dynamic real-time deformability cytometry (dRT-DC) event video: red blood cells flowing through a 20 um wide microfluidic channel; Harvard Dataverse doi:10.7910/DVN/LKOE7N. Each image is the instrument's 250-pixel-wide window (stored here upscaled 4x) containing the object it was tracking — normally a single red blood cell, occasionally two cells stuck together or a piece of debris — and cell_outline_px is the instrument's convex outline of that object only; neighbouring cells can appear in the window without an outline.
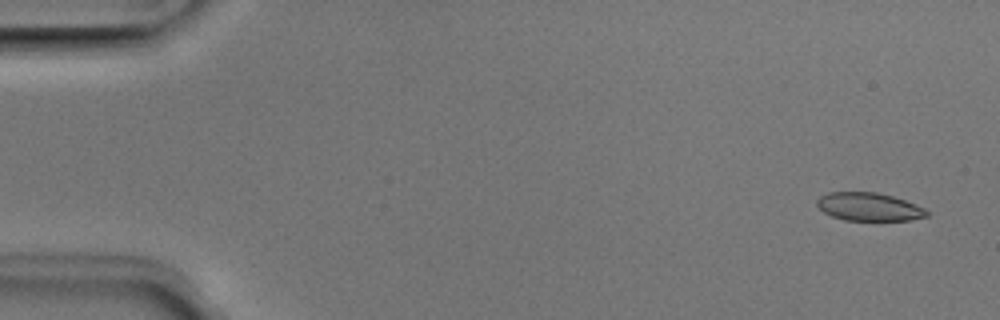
{"species": "Egyptian fruit bat (a non-hibernating species)", "species_latin": "Rousettus aegyptiacus", "temperature_condition": "room temperature", "stored_images_in_passage": 6, "camera_frame_rate_fps": 3000, "um_per_image_px": 0.085, "animal": {"sex": "male"}, "frame": {"image": 1, "passage_image": 1, "time_ms": 0.0, "image_size_px": [1000, 320], "cell_outline_px": [[928, 216], [908, 220], [844, 220], [832, 216], [824, 212], [816, 204], [816, 200], [820, 196], [828, 192], [876, 192], [892, 196], [916, 204], [924, 208], [928, 212]], "centroid_in_image_um": [73.84, 17.57], "position_along_channel_um": 11.2, "area_um2": 17.92}}
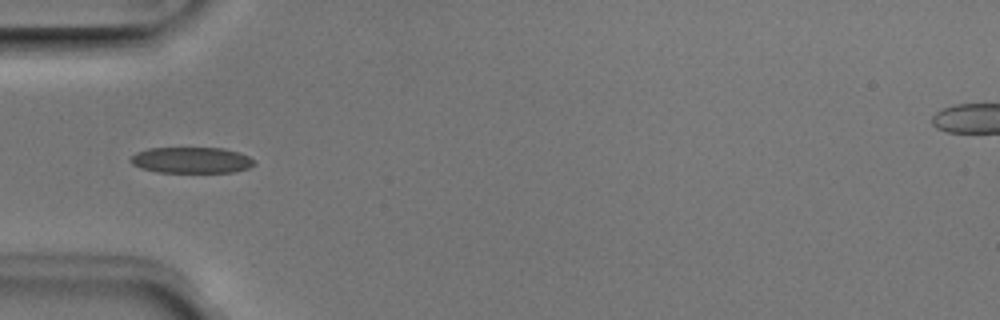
{"frame": {"image": 2, "passage_image": 5, "time_ms": 1.333, "image_size_px": [1000, 320], "cell_outline_px": [[256, 164], [248, 168], [232, 172], [156, 172], [140, 168], [132, 164], [128, 160], [136, 152], [148, 148], [224, 148], [248, 156]], "centroid_in_image_um": [16.22, 13.61], "position_along_channel_um": 68.8, "area_um2": 18.73}}